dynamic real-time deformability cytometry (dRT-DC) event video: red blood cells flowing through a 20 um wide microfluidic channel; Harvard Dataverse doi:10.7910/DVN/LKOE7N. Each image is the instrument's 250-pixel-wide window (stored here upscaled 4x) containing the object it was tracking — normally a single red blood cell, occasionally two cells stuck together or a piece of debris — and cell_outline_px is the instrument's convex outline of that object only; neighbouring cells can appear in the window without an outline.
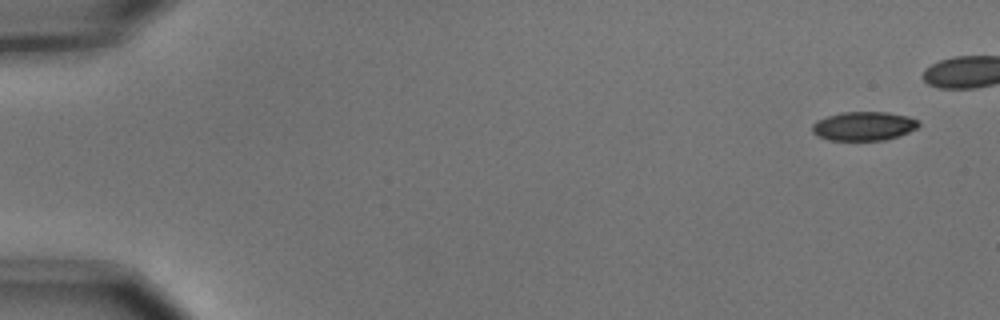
{"species": "common noctule bat (a hibernating species)", "species_latin": "Nyctalus noctula", "temperature_condition": "cold", "stored_images_in_passage": 6, "camera_frame_rate_fps": 3000, "um_per_image_px": 0.085, "animal": {"sex": "male", "body_mass_g": 15.6}, "frame": {"image": 1, "passage_image": 1, "time_ms": 0.0, "image_size_px": [1000, 320], "cell_outline_px": [[920, 124], [916, 128], [908, 132], [884, 140], [828, 140], [816, 136], [812, 132], [812, 124], [816, 120], [840, 112], [888, 112], [908, 116], [916, 120]], "centroid_in_image_um": [73.37, 10.71], "position_along_channel_um": 11.6, "area_um2": 17.92}}
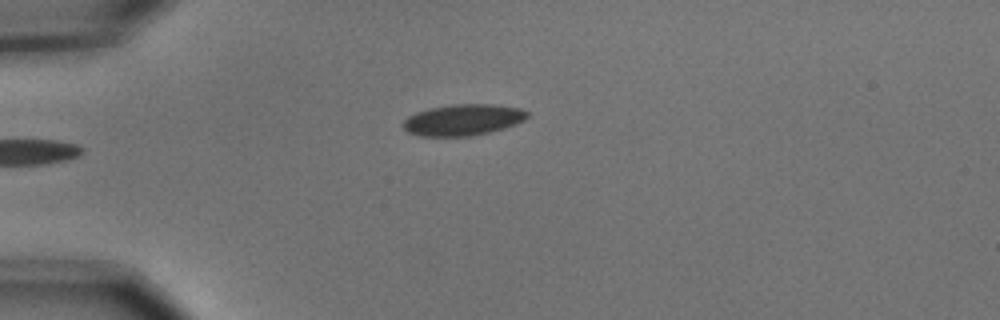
{"frame": {"image": 2, "passage_image": 6, "time_ms": 1.667, "image_size_px": [1000, 320], "cell_outline_px": [[528, 116], [524, 120], [516, 124], [504, 128], [472, 136], [420, 136], [408, 132], [400, 124], [408, 116], [416, 112], [428, 108], [452, 104], [492, 104], [520, 108], [528, 112]], "centroid_in_image_um": [39.33, 10.18], "position_along_channel_um": 45.7, "area_um2": 22.72}}